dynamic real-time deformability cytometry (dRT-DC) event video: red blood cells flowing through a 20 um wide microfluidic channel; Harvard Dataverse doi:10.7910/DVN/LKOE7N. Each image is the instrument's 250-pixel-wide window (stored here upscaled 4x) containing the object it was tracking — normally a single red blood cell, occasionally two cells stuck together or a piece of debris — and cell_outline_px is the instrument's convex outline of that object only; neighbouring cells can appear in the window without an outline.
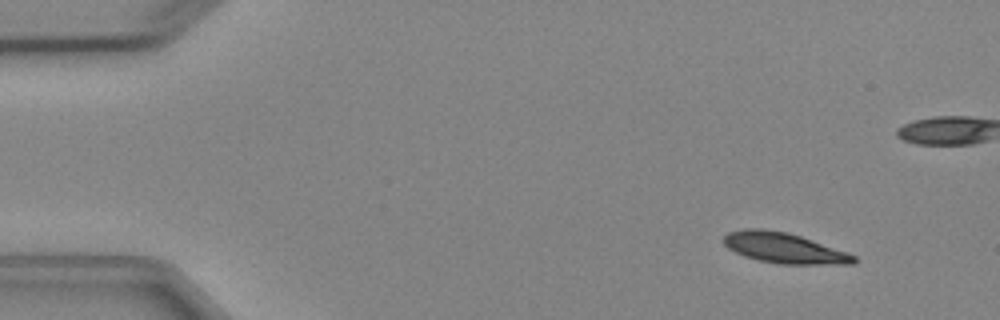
{"species": "Egyptian fruit bat (a non-hibernating species)", "species_latin": "Rousettus aegyptiacus", "temperature_condition": "cold", "stored_images_in_passage": 5, "camera_frame_rate_fps": 3000, "um_per_image_px": 0.085, "animal": {"sex": "female"}, "frame": {"image": 1, "passage_image": 1, "time_ms": 0.0, "image_size_px": [1000, 320], "cell_outline_px": [[856, 264], [780, 264], [756, 260], [744, 256], [728, 248], [720, 240], [728, 232], [744, 228], [764, 228], [788, 232], [848, 252], [856, 256]], "centroid_in_image_um": [66.61, 21.07], "position_along_channel_um": 18.4, "area_um2": 23.35}}